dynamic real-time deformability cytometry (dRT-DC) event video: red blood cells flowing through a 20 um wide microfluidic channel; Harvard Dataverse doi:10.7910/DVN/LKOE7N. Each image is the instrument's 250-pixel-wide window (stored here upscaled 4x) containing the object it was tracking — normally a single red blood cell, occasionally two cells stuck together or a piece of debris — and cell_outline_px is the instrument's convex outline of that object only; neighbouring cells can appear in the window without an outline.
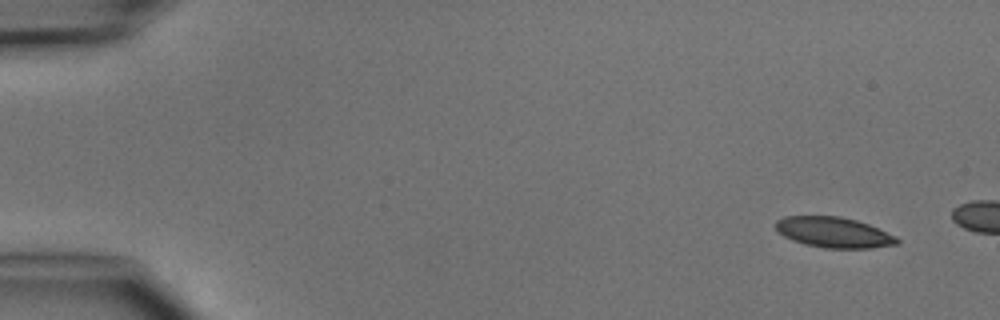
{"species": "common noctule bat (a hibernating species)", "species_latin": "Nyctalus noctula", "temperature_condition": "cold", "stored_images_in_passage": 3, "camera_frame_rate_fps": 3000, "um_per_image_px": 0.085, "animal": {"sex": "male", "body_mass_g": 15.6}, "frame": {"image": 1, "passage_image": 1, "time_ms": 0.0, "image_size_px": [1000, 320], "cell_outline_px": [[900, 244], [872, 248], [824, 248], [804, 244], [792, 240], [784, 236], [776, 228], [776, 220], [784, 216], [840, 216], [856, 220], [868, 224], [896, 236], [900, 240]], "centroid_in_image_um": [70.89, 19.75], "position_along_channel_um": 14.1, "area_um2": 21.62}}